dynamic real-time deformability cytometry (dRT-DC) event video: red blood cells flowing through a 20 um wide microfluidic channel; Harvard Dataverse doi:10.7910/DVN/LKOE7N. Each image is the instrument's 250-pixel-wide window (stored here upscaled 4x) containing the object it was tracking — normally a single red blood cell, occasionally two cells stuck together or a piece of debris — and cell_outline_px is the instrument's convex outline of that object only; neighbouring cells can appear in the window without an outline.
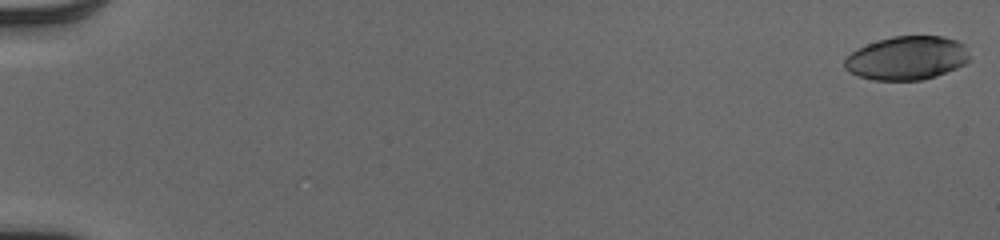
{"species": "human", "species_latin": "Homo sapiens", "temperature_condition": "cold", "stored_images_in_passage": 53, "camera_frame_rate_fps": 3000, "um_per_image_px": 0.085, "donor": {"sex": "male"}, "frame": {"image": 1, "passage_image": 1, "time_ms": 0.0, "image_size_px": [1000, 240], "cell_outline_px": [[972, 60], [956, 68], [936, 76], [920, 80], [872, 80], [860, 76], [844, 68], [844, 60], [856, 48], [892, 36], [944, 36], [956, 40], [964, 44]], "centroid_in_image_um": [77.12, 4.93], "position_along_channel_um": 7.9, "area_um2": 31.79}}
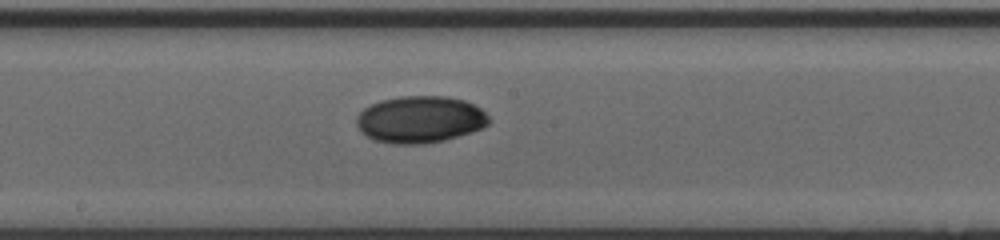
{"frame": {"image": 2, "passage_image": 31, "time_ms": 10.0, "image_size_px": [1000, 240], "cell_outline_px": [[492, 120], [488, 124], [480, 128], [444, 140], [420, 144], [396, 144], [376, 140], [360, 132], [356, 124], [356, 116], [364, 108], [380, 100], [400, 96], [448, 96], [464, 100], [480, 108]], "centroid_in_image_um": [35.68, 10.14], "position_along_channel_um": 212.5, "area_um2": 36.01}}
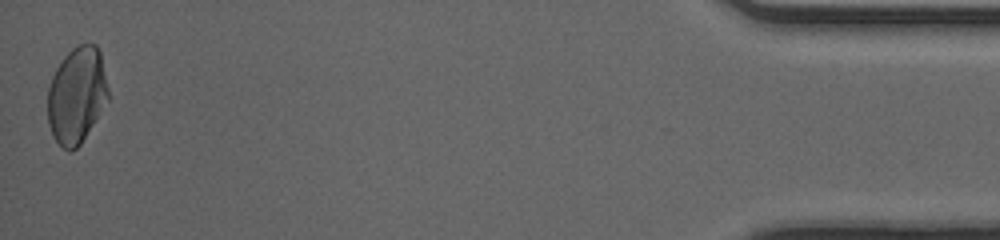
{"frame": {"image": 3, "passage_image": 53, "time_ms": 17.333, "image_size_px": [1000, 240], "cell_outline_px": [[108, 100], [80, 144], [72, 152], [68, 152], [52, 136], [48, 124], [48, 88], [52, 76], [56, 68], [64, 56], [72, 48], [80, 44], [96, 44], [100, 52], [108, 88]], "centroid_in_image_um": [6.51, 8.09], "position_along_channel_um": 428.7, "area_um2": 33.81}, "authors_computed_cell_mechanics": {"area_um2": 33.6974, "velocity_mm_per_s": 4.0474, "shape_relaxation_time_tau1_ms": 5.4727, "shape_relaxation_time_tau2_ms": 4.8722, "deformation_change_tau1": 0.1534, "deformation_change_tau2": 0.0247}}